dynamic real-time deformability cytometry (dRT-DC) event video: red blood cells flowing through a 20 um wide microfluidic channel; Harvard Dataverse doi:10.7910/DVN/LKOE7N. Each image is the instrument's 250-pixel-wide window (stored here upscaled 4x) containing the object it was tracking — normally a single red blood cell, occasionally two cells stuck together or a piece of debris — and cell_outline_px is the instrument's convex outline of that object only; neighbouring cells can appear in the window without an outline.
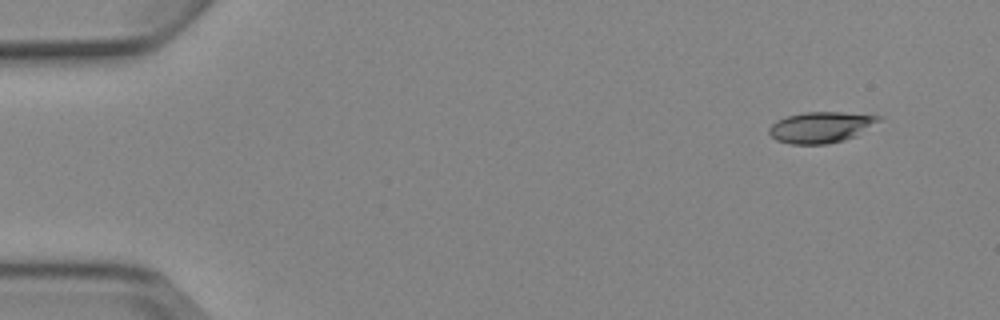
{"species": "Egyptian fruit bat (a non-hibernating species)", "species_latin": "Rousettus aegyptiacus", "temperature_condition": "cold", "stored_images_in_passage": 7, "camera_frame_rate_fps": 3000, "um_per_image_px": 0.085, "animal": {"sex": "female"}, "frame": {"image": 1, "passage_image": 1, "time_ms": 0.0, "image_size_px": [1000, 320], "cell_outline_px": [[884, 116], [880, 120], [856, 136], [844, 140], [824, 144], [792, 144], [776, 140], [768, 132], [768, 128], [776, 120], [788, 116], [804, 112], [844, 112]], "centroid_in_image_um": [69.77, 10.81], "position_along_channel_um": 15.2, "area_um2": 19.77}}
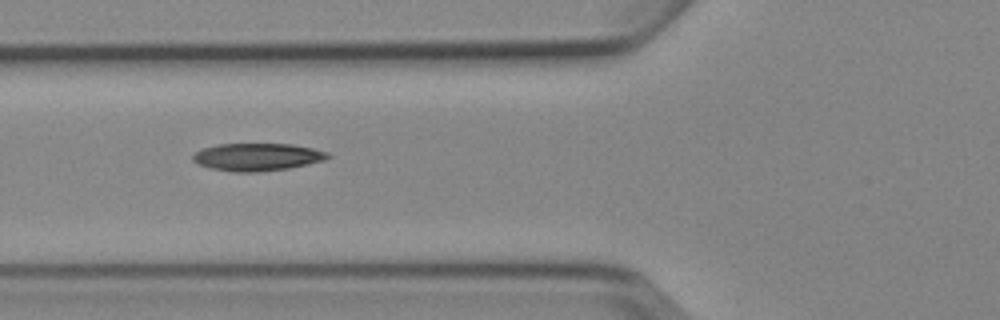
{"frame": {"image": 2, "passage_image": 5, "time_ms": 5.333, "image_size_px": [1000, 320], "cell_outline_px": [[332, 156], [324, 160], [288, 168], [256, 172], [236, 172], [212, 168], [196, 164], [192, 160], [192, 156], [196, 152], [204, 148], [216, 144], [292, 144], [312, 148], [328, 152]], "centroid_in_image_um": [21.85, 13.34], "position_along_channel_um": 103.9, "area_um2": 21.56}}
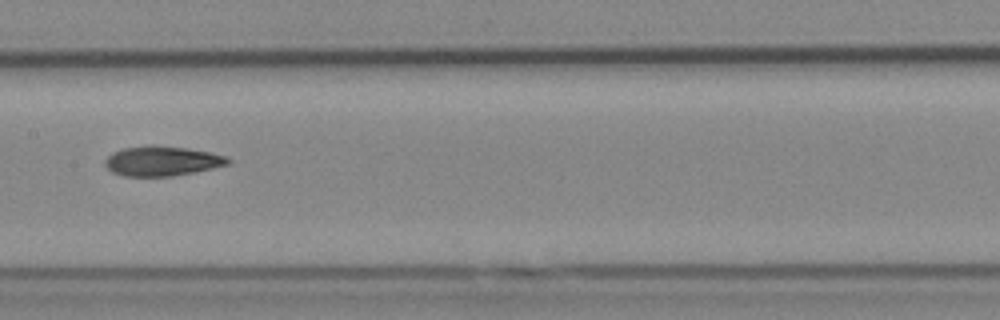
{"frame": {"image": 3, "passage_image": 7, "time_ms": 7.667, "image_size_px": [1000, 320], "cell_outline_px": [[232, 160], [228, 164], [196, 172], [172, 176], [124, 176], [112, 172], [104, 164], [104, 160], [112, 152], [124, 148], [152, 144], [188, 148], [208, 152], [224, 156]], "centroid_in_image_um": [13.74, 13.68], "position_along_channel_um": 193.7, "area_um2": 21.39}}